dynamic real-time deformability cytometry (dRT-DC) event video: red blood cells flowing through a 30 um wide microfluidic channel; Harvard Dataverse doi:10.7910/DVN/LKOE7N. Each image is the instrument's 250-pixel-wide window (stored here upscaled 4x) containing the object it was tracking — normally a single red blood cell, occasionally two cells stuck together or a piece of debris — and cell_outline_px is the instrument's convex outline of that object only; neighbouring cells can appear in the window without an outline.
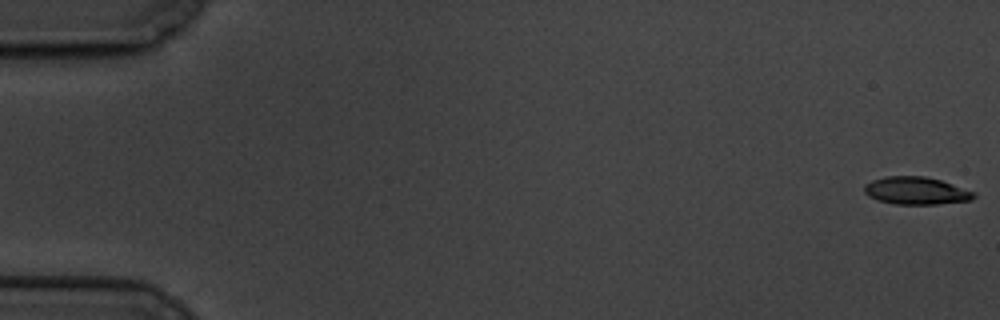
{"species": "common noctule bat (a hibernating species)", "species_latin": "Nyctalus noctula", "temperature_condition": "cold", "stored_images_in_passage": 53, "camera_frame_rate_fps": 3000, "um_per_image_px": 0.085, "animal": {"sex": "male", "body_mass_g": 19.5, "forearm_length_mm": 54.6}, "frame": {"image": 1, "passage_image": 1, "time_ms": 0.0, "image_size_px": [1000, 320], "cell_outline_px": [[976, 196], [972, 200], [936, 204], [896, 204], [876, 200], [868, 196], [864, 192], [864, 184], [872, 180], [884, 176], [924, 176], [940, 180], [976, 192]], "centroid_in_image_um": [77.85, 16.21], "position_along_channel_um": 7.1, "area_um2": 17.69}}
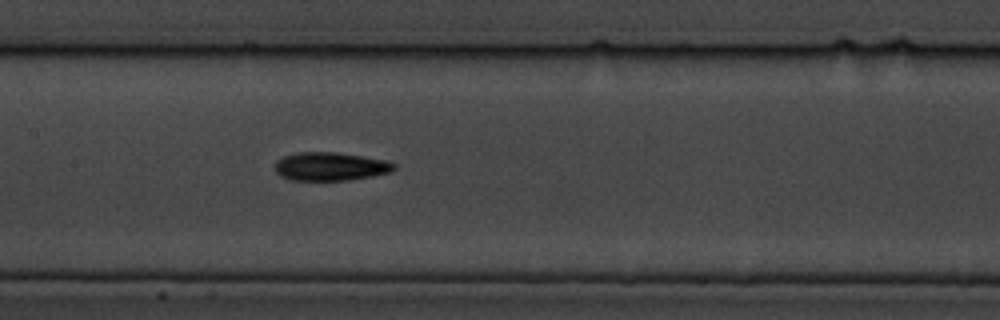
{"frame": {"image": 2, "passage_image": 30, "time_ms": 9.667, "image_size_px": [1000, 320], "cell_outline_px": [[396, 168], [392, 172], [372, 176], [348, 180], [292, 180], [280, 176], [276, 172], [276, 160], [284, 156], [296, 152], [336, 152], [364, 156], [388, 160], [396, 164]], "centroid_in_image_um": [28.12, 14.14], "position_along_channel_um": 179.3, "area_um2": 19.88}}
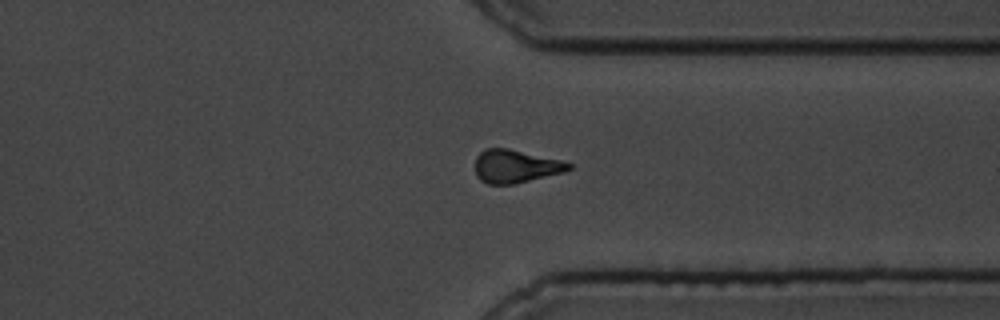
{"frame": {"image": 3, "passage_image": 47, "time_ms": 15.333, "image_size_px": [1000, 320], "cell_outline_px": [[572, 168], [564, 172], [512, 184], [488, 184], [480, 180], [476, 176], [476, 156], [484, 148], [508, 148], [560, 160], [572, 164]], "centroid_in_image_um": [43.8, 14.13], "position_along_channel_um": 367.6, "area_um2": 17.92}}